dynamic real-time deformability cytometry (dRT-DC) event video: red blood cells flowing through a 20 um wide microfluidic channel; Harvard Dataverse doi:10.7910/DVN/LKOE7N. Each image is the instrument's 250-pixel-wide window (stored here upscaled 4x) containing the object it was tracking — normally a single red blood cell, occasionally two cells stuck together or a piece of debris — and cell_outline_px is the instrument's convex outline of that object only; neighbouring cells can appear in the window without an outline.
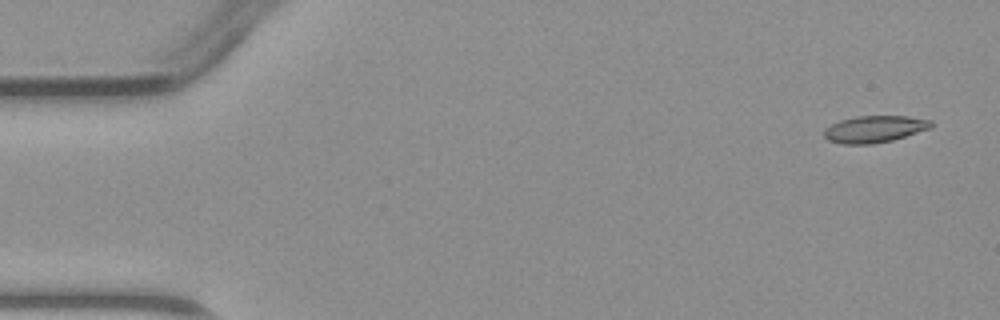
{"species": "common noctule bat (a hibernating species)", "species_latin": "Nyctalus noctula", "temperature_condition": "warm", "stored_images_in_passage": 3, "camera_frame_rate_fps": 3000, "um_per_image_px": 0.085, "animal": {"sex": "male", "body_mass_g": 23.1, "forearm_length_mm": 52.7}, "frame": {"image": 1, "passage_image": 1, "time_ms": 0.0, "image_size_px": [1000, 320], "cell_outline_px": [[932, 128], [892, 140], [872, 144], [840, 144], [828, 140], [824, 136], [824, 128], [840, 120], [856, 116], [908, 116], [932, 120]], "centroid_in_image_um": [74.33, 10.97], "position_along_channel_um": 10.7, "area_um2": 16.82}}
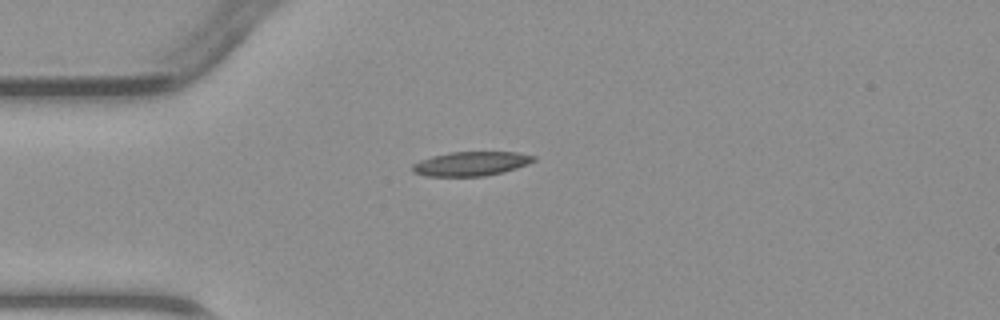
{"frame": {"image": 2, "passage_image": 3, "time_ms": 3.333, "image_size_px": [1000, 320], "cell_outline_px": [[536, 160], [528, 164], [504, 172], [484, 176], [424, 176], [412, 172], [412, 164], [420, 160], [432, 156], [448, 152], [516, 152], [536, 156]], "centroid_in_image_um": [40.03, 13.91], "position_along_channel_um": 45.0, "area_um2": 17.22}}